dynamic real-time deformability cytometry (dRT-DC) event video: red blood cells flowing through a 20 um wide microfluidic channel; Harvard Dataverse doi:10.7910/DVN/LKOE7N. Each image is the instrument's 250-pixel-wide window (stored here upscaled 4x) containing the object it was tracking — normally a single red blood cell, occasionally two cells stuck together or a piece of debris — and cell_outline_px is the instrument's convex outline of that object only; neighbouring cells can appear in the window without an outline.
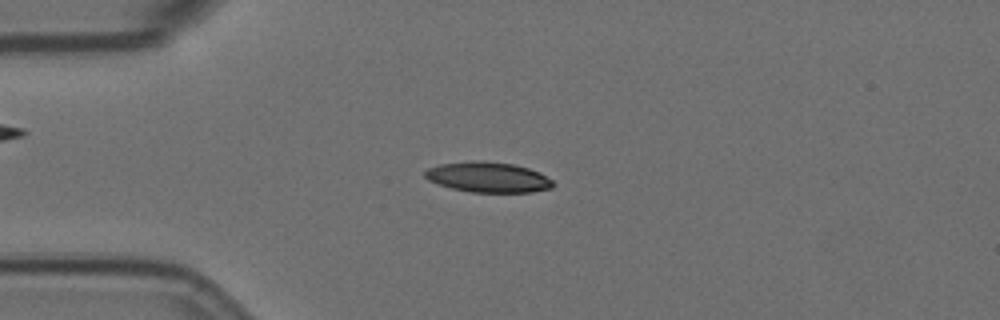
{"species": "Egyptian fruit bat (a non-hibernating species)", "species_latin": "Rousettus aegyptiacus", "temperature_condition": "room temperature", "stored_images_in_passage": 57, "camera_frame_rate_fps": 3000, "um_per_image_px": 0.085, "animal": {"sex": "female"}, "frame": {"image": 1, "passage_image": 14, "time_ms": 4.333, "image_size_px": [1000, 320], "cell_outline_px": [[556, 184], [552, 188], [532, 192], [472, 192], [452, 188], [428, 180], [424, 176], [424, 172], [428, 168], [440, 164], [472, 160], [484, 160], [512, 164], [528, 168], [540, 172], [552, 180]], "centroid_in_image_um": [41.51, 15.05], "position_along_channel_um": 43.5, "area_um2": 22.72}}
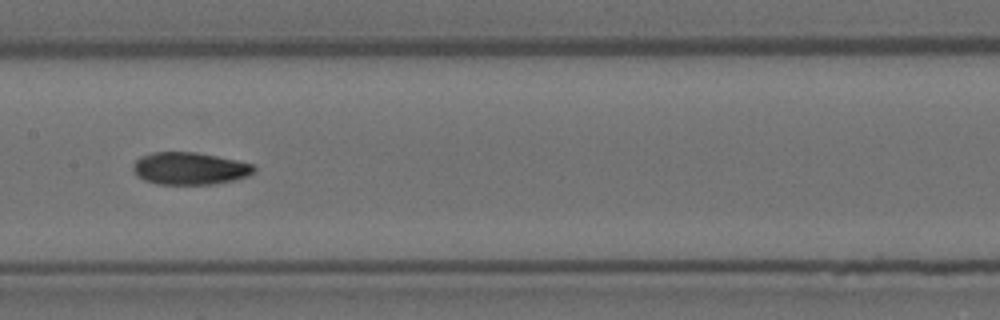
{"frame": {"image": 2, "passage_image": 28, "time_ms": 9.0, "image_size_px": [1000, 320], "cell_outline_px": [[256, 172], [248, 176], [232, 180], [212, 184], [156, 184], [144, 180], [132, 168], [136, 160], [140, 156], [152, 152], [196, 152], [236, 160], [252, 164], [256, 168]], "centroid_in_image_um": [16.14, 14.31], "position_along_channel_um": 191.3, "area_um2": 22.66}}
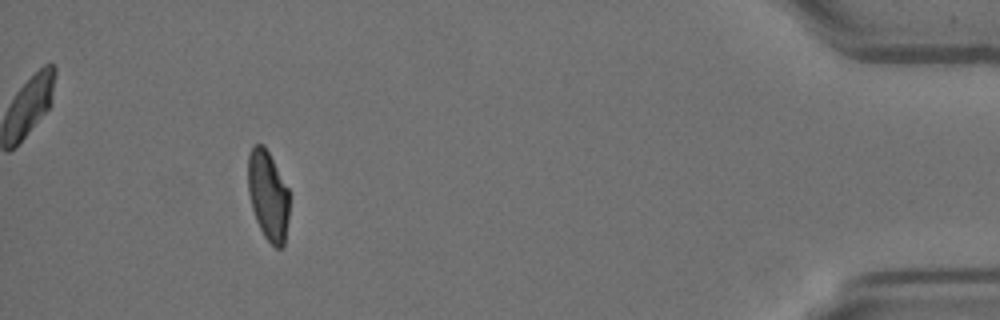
{"frame": {"image": 3, "passage_image": 52, "time_ms": 17.0, "image_size_px": [1000, 320], "cell_outline_px": [[288, 220], [284, 244], [280, 248], [276, 248], [264, 236], [256, 220], [252, 208], [248, 192], [248, 156], [252, 144], [264, 144], [288, 188]], "centroid_in_image_um": [22.77, 16.59], "position_along_channel_um": 412.4, "area_um2": 21.5}, "authors_computed_cell_mechanics": {"area_um2": 22.542, "velocity_mm_per_s": 3.5719, "shape_relaxation_time_tau1_ms": 7.1351, "shape_relaxation_time_tau2_ms": 3.063, "deformation_change_tau1": 0.2182, "deformation_change_tau2": 0.0712}}